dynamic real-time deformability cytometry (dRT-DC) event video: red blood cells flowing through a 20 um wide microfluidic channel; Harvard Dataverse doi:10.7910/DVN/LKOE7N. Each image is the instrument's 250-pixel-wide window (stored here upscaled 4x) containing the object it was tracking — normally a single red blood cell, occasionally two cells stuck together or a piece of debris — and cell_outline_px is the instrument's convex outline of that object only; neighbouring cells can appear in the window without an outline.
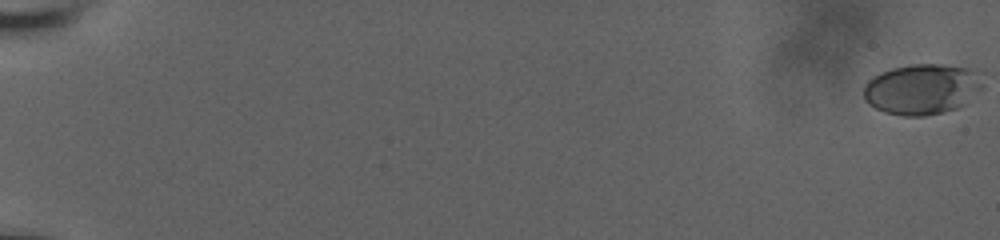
{"species": "human", "species_latin": "Homo sapiens", "temperature_condition": "room temperature", "stored_images_in_passage": 29, "camera_frame_rate_fps": 3000, "um_per_image_px": 0.085, "donor": {"sex": "male"}, "frame": {"image": 1, "passage_image": 1, "time_ms": 0.0, "image_size_px": [1000, 240], "cell_outline_px": [[984, 88], [964, 104], [956, 108], [944, 112], [924, 116], [900, 116], [884, 112], [868, 104], [864, 100], [864, 84], [872, 76], [880, 72], [892, 68], [916, 64], [944, 64], [968, 68], [972, 72]], "centroid_in_image_um": [78.3, 7.59], "position_along_channel_um": 6.7, "area_um2": 34.97}}
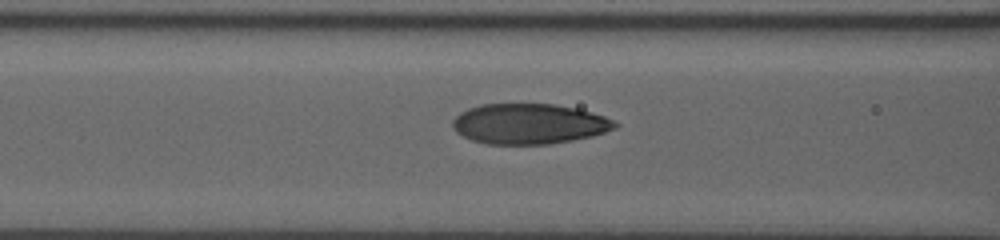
{"frame": {"image": 2, "passage_image": 21, "time_ms": 9.333, "image_size_px": [1000, 240], "cell_outline_px": [[620, 124], [616, 128], [592, 136], [572, 140], [548, 144], [488, 144], [472, 140], [456, 132], [452, 128], [452, 120], [460, 112], [468, 108], [480, 104], [552, 104], [576, 108], [592, 112], [604, 116]], "centroid_in_image_um": [44.96, 10.52], "position_along_channel_um": 121.6, "area_um2": 38.21}}
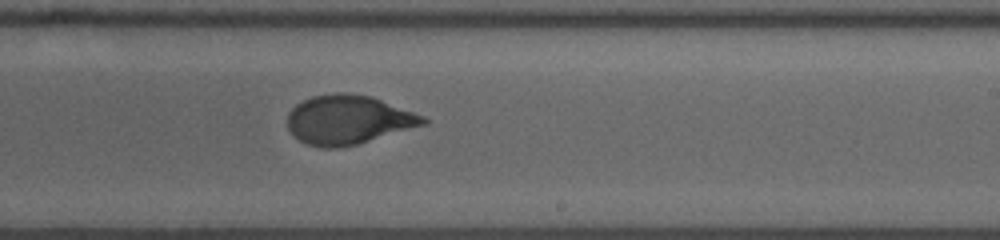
{"frame": {"image": 3, "passage_image": 29, "time_ms": 13.0, "image_size_px": [1000, 240], "cell_outline_px": [[428, 124], [356, 144], [336, 148], [320, 148], [308, 144], [300, 140], [288, 128], [288, 112], [296, 104], [312, 96], [336, 92], [344, 92], [372, 96], [424, 116], [428, 120]], "centroid_in_image_um": [29.61, 10.17], "position_along_channel_um": 259.4, "area_um2": 38.73}}